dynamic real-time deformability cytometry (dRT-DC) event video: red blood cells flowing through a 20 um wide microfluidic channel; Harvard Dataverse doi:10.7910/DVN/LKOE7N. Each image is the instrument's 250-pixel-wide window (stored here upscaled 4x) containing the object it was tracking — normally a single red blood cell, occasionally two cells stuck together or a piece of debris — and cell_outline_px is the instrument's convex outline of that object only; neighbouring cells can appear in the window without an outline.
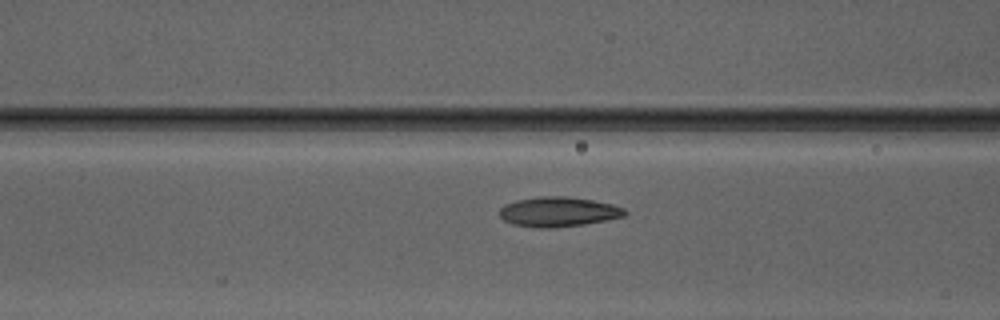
{"species": "Egyptian fruit bat (a non-hibernating species)", "species_latin": "Rousettus aegyptiacus", "temperature_condition": "warm", "stored_images_in_passage": 30, "camera_frame_rate_fps": 3000, "um_per_image_px": 0.085, "animal": {"sex": "male"}, "frame": {"image": 1, "passage_image": 16, "time_ms": 5.0, "image_size_px": [1000, 320], "cell_outline_px": [[628, 212], [624, 216], [584, 224], [556, 228], [536, 228], [512, 224], [504, 220], [500, 216], [500, 208], [504, 204], [516, 200], [540, 196], [564, 196], [592, 200], [612, 204], [624, 208]], "centroid_in_image_um": [47.43, 18.0], "position_along_channel_um": 119.2, "area_um2": 21.79}}
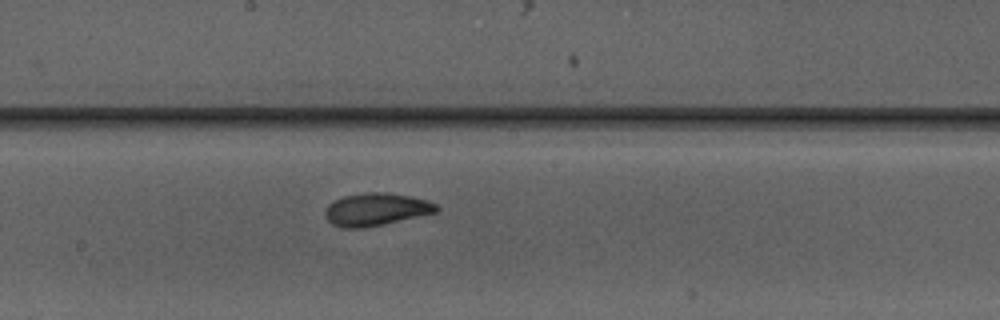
{"frame": {"image": 2, "passage_image": 23, "time_ms": 7.333, "image_size_px": [1000, 320], "cell_outline_px": [[440, 208], [436, 212], [384, 224], [364, 228], [344, 228], [332, 224], [324, 216], [324, 208], [328, 204], [344, 196], [364, 192], [384, 192], [408, 196], [424, 200], [436, 204]], "centroid_in_image_um": [31.91, 17.8], "position_along_channel_um": 216.3, "area_um2": 21.04}}
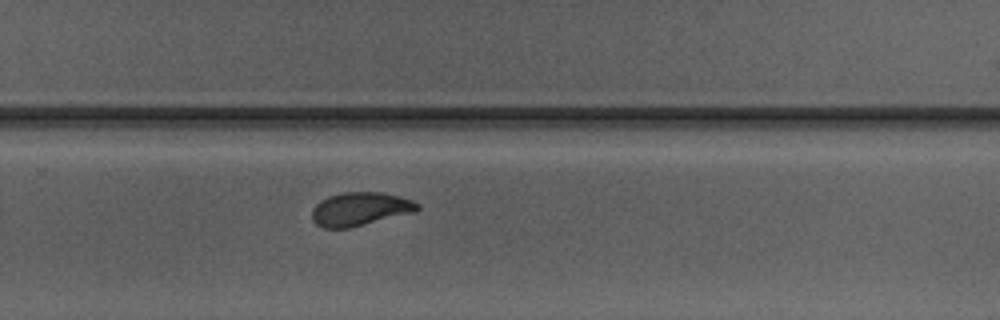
{"frame": {"image": 3, "passage_image": 29, "time_ms": 9.333, "image_size_px": [1000, 320], "cell_outline_px": [[420, 208], [416, 212], [348, 228], [324, 228], [316, 224], [312, 220], [312, 208], [320, 200], [328, 196], [344, 192], [380, 192], [412, 200], [420, 204]], "centroid_in_image_um": [30.6, 17.77], "position_along_channel_um": 299.2, "area_um2": 20.58}}